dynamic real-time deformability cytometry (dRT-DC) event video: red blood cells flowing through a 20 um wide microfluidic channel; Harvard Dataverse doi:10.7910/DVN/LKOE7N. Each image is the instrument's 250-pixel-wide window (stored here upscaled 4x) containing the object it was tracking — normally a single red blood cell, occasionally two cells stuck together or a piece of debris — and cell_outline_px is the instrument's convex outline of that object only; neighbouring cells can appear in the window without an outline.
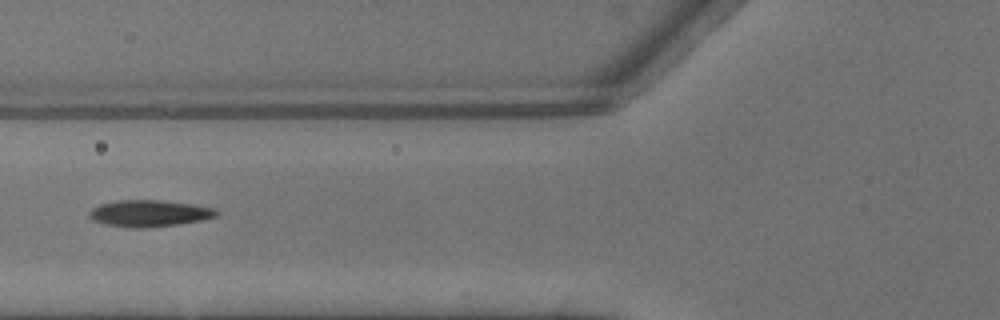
{"species": "common noctule bat (a hibernating species)", "species_latin": "Nyctalus noctula", "temperature_condition": "warm", "stored_images_in_passage": 5, "camera_frame_rate_fps": 3000, "um_per_image_px": 0.085, "animal": {"sex": "male", "body_mass_g": 13.3}, "frame": {"image": 1, "passage_image": 5, "time_ms": 1.333, "image_size_px": [1000, 320], "cell_outline_px": [[220, 212], [216, 216], [200, 220], [180, 224], [144, 228], [136, 228], [108, 224], [92, 220], [88, 216], [88, 212], [92, 208], [100, 204], [116, 200], [160, 200], [192, 204], [216, 208]], "centroid_in_image_um": [12.7, 18.12], "position_along_channel_um": 113.1, "area_um2": 19.71}}